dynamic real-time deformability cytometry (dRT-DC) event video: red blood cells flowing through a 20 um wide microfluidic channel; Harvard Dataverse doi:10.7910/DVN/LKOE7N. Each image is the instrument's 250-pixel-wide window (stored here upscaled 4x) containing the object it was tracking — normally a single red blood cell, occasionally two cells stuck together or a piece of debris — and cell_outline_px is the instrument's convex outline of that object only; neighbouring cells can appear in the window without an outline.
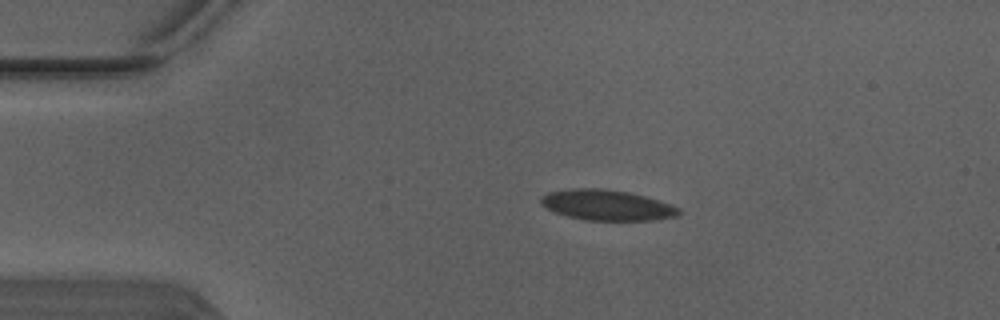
{"species": "Egyptian fruit bat (a non-hibernating species)", "species_latin": "Rousettus aegyptiacus", "temperature_condition": "warm", "stored_images_in_passage": 3, "camera_frame_rate_fps": 3000, "um_per_image_px": 0.085, "animal": {"sex": "male"}, "frame": {"image": 1, "passage_image": 1, "time_ms": 0.0, "image_size_px": [1000, 320], "cell_outline_px": [[684, 212], [676, 216], [652, 220], [584, 220], [568, 216], [556, 212], [540, 204], [540, 200], [548, 192], [572, 188], [604, 188], [628, 192], [644, 196], [680, 208]], "centroid_in_image_um": [51.59, 17.43], "position_along_channel_um": 33.4, "area_um2": 24.33}}